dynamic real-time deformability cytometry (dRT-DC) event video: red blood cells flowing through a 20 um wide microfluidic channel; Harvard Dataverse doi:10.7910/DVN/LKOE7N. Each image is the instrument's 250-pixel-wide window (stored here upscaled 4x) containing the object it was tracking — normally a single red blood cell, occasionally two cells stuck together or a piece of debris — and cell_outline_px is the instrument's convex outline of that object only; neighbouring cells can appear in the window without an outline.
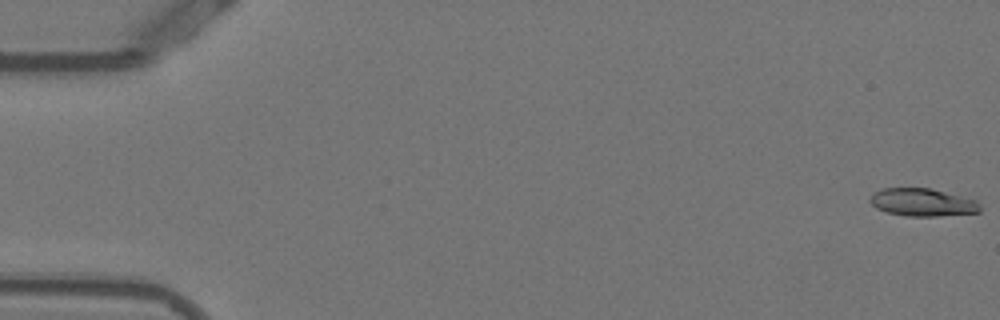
{"species": "Egyptian fruit bat (a non-hibernating species)", "species_latin": "Rousettus aegyptiacus", "temperature_condition": "warm", "stored_images_in_passage": 53, "camera_frame_rate_fps": 3000, "um_per_image_px": 0.085, "animal": {"sex": "female"}, "frame": {"image": 1, "passage_image": 1, "time_ms": 0.0, "image_size_px": [1000, 320], "cell_outline_px": [[980, 212], [936, 216], [904, 216], [888, 212], [876, 208], [868, 200], [880, 188], [932, 188], [976, 200], [980, 204]], "centroid_in_image_um": [78.41, 17.19], "position_along_channel_um": 6.6, "area_um2": 17.74}}
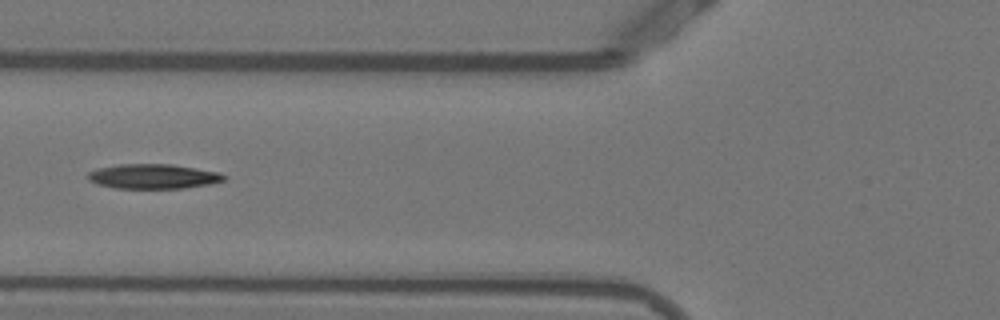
{"frame": {"image": 2, "passage_image": 21, "time_ms": 6.667, "image_size_px": [1000, 320], "cell_outline_px": [[228, 176], [224, 180], [208, 184], [184, 188], [116, 188], [96, 184], [88, 180], [88, 172], [96, 168], [120, 164], [172, 164], [220, 172]], "centroid_in_image_um": [13.01, 14.98], "position_along_channel_um": 112.8, "area_um2": 19.65}}
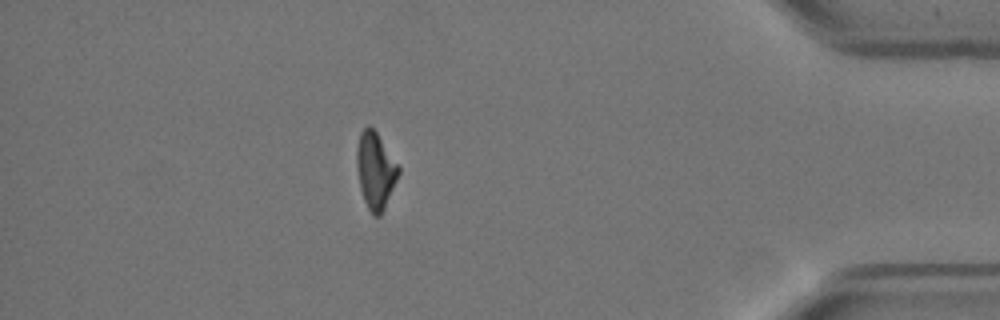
{"frame": {"image": 3, "passage_image": 47, "time_ms": 15.333, "image_size_px": [1000, 320], "cell_outline_px": [[400, 172], [384, 208], [380, 216], [372, 216], [364, 200], [360, 188], [356, 168], [356, 148], [360, 132], [368, 124], [376, 132], [400, 168]], "centroid_in_image_um": [31.88, 14.49], "position_along_channel_um": 403.3, "area_um2": 18.5}, "authors_computed_cell_mechanics": {"area_um2": 19.0162, "velocity_mm_per_s": 3.8449, "shape_relaxation_time_tau1_ms": 6.0581, "shape_relaxation_time_tau2_ms": null, "deformation_change_tau1": 0.2205, "deformation_change_tau2": null}}